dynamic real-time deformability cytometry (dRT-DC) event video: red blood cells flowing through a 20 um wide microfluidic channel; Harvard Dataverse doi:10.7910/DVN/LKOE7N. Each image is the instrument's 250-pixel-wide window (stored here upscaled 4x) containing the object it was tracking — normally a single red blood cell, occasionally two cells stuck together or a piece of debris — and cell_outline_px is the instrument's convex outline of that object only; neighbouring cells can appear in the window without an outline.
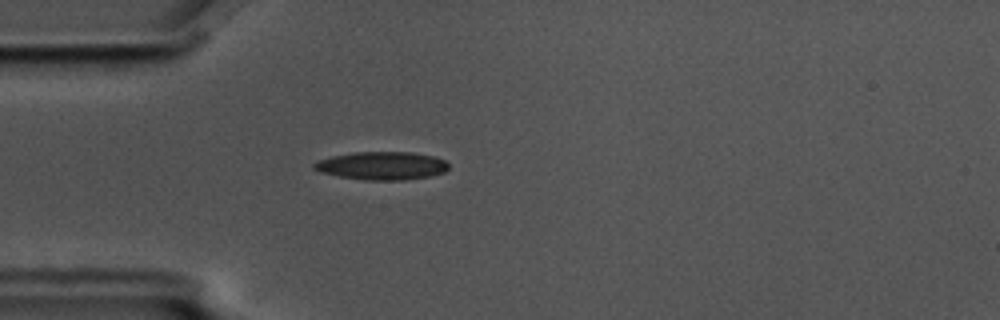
{"species": "common noctule bat (a hibernating species)", "species_latin": "Nyctalus noctula", "temperature_condition": "cold", "stored_images_in_passage": 1, "camera_frame_rate_fps": 3000, "um_per_image_px": 0.085, "animal": {"sex": "male", "body_mass_g": 17.5, "forearm_length_mm": 52.3}, "frame": {"image": 1, "passage_image": 1, "time_ms": 0.0, "image_size_px": [1000, 320], "cell_outline_px": [[448, 168], [444, 172], [432, 176], [404, 180], [364, 180], [340, 176], [320, 172], [312, 168], [312, 164], [316, 160], [332, 156], [352, 152], [412, 152], [432, 156], [444, 160], [448, 164]], "centroid_in_image_um": [32.43, 14.08], "position_along_channel_um": 52.6, "area_um2": 22.14}}